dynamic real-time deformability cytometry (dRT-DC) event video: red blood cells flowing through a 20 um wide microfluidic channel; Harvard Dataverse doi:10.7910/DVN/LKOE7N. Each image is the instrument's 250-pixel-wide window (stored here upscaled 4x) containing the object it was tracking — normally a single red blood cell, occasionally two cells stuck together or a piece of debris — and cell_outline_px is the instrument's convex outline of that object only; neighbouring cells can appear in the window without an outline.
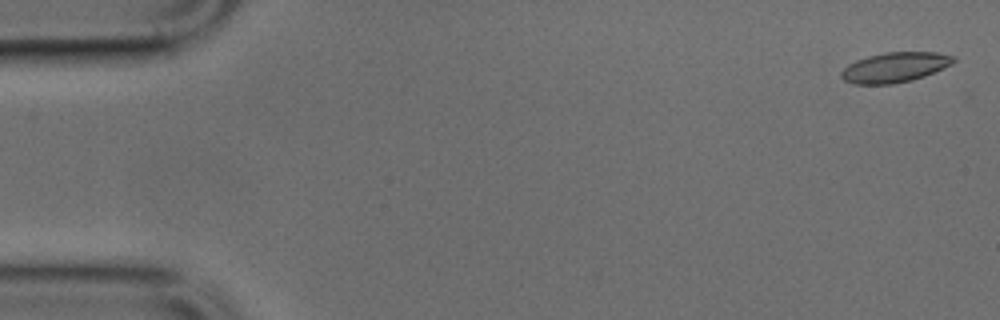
{"species": "common noctule bat (a hibernating species)", "species_latin": "Nyctalus noctula", "temperature_condition": "cold", "stored_images_in_passage": 15, "camera_frame_rate_fps": 3000, "um_per_image_px": 0.085, "animal": {"sex": "male", "body_mass_g": 17.9, "forearm_length_mm": 54.2}, "frame": {"image": 1, "passage_image": 2, "time_ms": 0.333, "image_size_px": [1000, 320], "cell_outline_px": [[956, 60], [952, 64], [924, 76], [912, 80], [892, 84], [856, 84], [844, 80], [840, 76], [840, 72], [848, 64], [856, 60], [868, 56], [884, 52], [936, 52], [956, 56]], "centroid_in_image_um": [76.06, 5.71], "position_along_channel_um": 8.9, "area_um2": 19.65}}
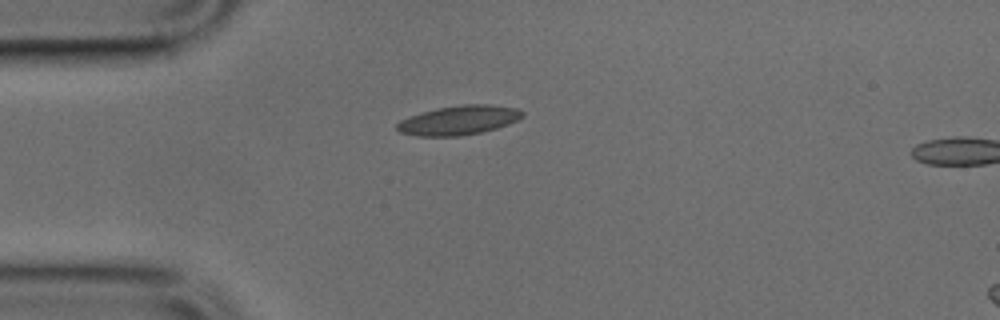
{"frame": {"image": 2, "passage_image": 13, "time_ms": 4.0, "image_size_px": [1000, 320], "cell_outline_px": [[524, 116], [508, 124], [496, 128], [480, 132], [460, 136], [416, 136], [400, 132], [396, 128], [396, 124], [400, 120], [436, 108], [460, 104], [492, 104], [516, 108], [524, 112]], "centroid_in_image_um": [39.01, 10.21], "position_along_channel_um": 46.0, "area_um2": 21.33}}